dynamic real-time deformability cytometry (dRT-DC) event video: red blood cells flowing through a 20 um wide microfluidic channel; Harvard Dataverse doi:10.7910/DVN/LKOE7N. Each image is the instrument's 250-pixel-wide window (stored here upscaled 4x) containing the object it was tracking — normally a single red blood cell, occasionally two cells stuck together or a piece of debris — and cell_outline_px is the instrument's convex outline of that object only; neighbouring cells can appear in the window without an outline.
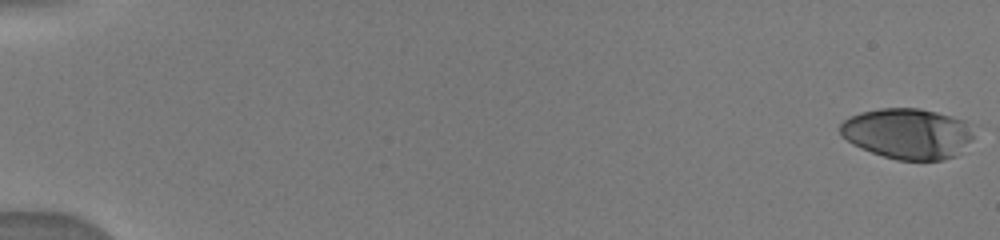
{"species": "human", "species_latin": "Homo sapiens", "temperature_condition": "warm", "stored_images_in_passage": 13, "camera_frame_rate_fps": 3000, "um_per_image_px": 0.085, "donor": {"sex": "male"}, "frame": {"image": 1, "passage_image": 1, "time_ms": 0.0, "image_size_px": [1000, 240], "cell_outline_px": [[972, 140], [956, 156], [944, 160], [896, 160], [860, 148], [852, 144], [840, 136], [840, 124], [844, 120], [860, 112], [880, 108], [920, 108], [952, 116], [964, 120], [972, 132]], "centroid_in_image_um": [77.12, 11.36], "position_along_channel_um": 7.9, "area_um2": 39.48}}
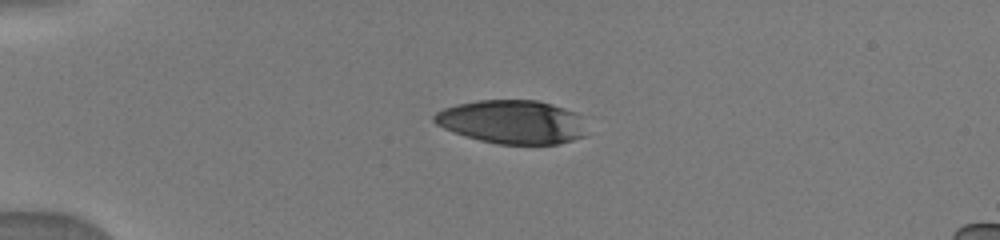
{"frame": {"image": 2, "passage_image": 11, "time_ms": 4.333, "image_size_px": [1000, 240], "cell_outline_px": [[588, 136], [560, 144], [496, 144], [480, 140], [452, 132], [436, 124], [432, 120], [432, 116], [436, 112], [444, 108], [456, 104], [476, 100], [536, 100], [552, 104], [576, 112], [580, 116]], "centroid_in_image_um": [43.54, 10.37], "position_along_channel_um": 41.5, "area_um2": 39.13}}